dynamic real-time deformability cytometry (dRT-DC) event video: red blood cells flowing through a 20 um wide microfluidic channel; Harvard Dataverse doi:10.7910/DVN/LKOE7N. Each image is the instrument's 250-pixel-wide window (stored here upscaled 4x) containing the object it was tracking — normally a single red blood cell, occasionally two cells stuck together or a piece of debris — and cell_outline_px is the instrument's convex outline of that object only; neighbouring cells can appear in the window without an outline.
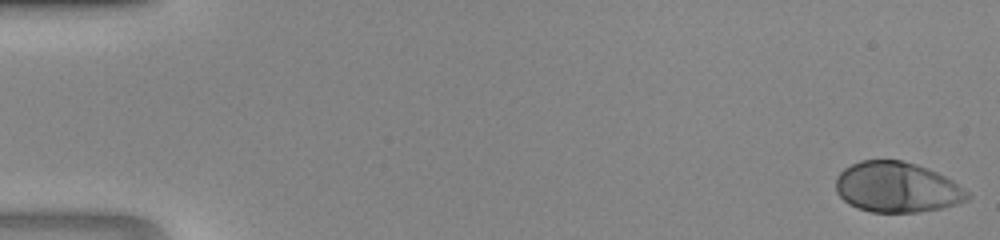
{"species": "human", "species_latin": "Homo sapiens", "temperature_condition": "room temperature", "stored_images_in_passage": 45, "camera_frame_rate_fps": 3000, "um_per_image_px": 0.085, "donor": {"sex": "male"}, "frame": {"image": 1, "passage_image": 1, "time_ms": 0.0, "image_size_px": [1000, 240], "cell_outline_px": [[972, 196], [968, 200], [956, 204], [940, 208], [916, 212], [872, 212], [848, 204], [836, 192], [836, 176], [844, 168], [860, 160], [900, 160], [916, 164], [928, 168], [952, 180], [968, 192]], "centroid_in_image_um": [76.23, 15.91], "position_along_channel_um": 8.8, "area_um2": 38.55}}
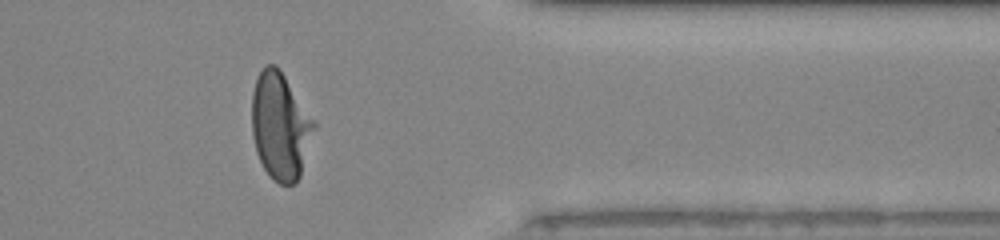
{"frame": {"image": 2, "passage_image": 38, "time_ms": 12.333, "image_size_px": [1000, 240], "cell_outline_px": [[316, 124], [300, 176], [296, 184], [280, 184], [272, 180], [268, 176], [256, 152], [252, 136], [252, 92], [256, 80], [260, 72], [268, 64], [276, 64], [280, 68]], "centroid_in_image_um": [23.81, 10.73], "position_along_channel_um": 387.6, "area_um2": 38.67}}
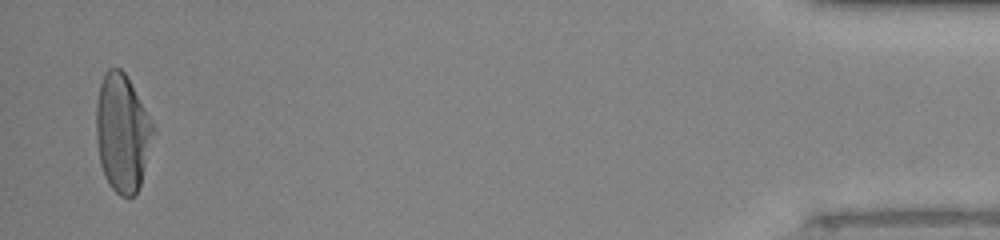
{"frame": {"image": 3, "passage_image": 45, "time_ms": 14.667, "image_size_px": [1000, 240], "cell_outline_px": [[152, 132], [140, 184], [136, 192], [132, 196], [120, 196], [108, 184], [104, 176], [100, 164], [96, 140], [96, 104], [100, 84], [104, 72], [108, 68], [120, 68], [124, 72], [152, 124]], "centroid_in_image_um": [10.32, 11.29], "position_along_channel_um": 424.9, "area_um2": 37.97}}